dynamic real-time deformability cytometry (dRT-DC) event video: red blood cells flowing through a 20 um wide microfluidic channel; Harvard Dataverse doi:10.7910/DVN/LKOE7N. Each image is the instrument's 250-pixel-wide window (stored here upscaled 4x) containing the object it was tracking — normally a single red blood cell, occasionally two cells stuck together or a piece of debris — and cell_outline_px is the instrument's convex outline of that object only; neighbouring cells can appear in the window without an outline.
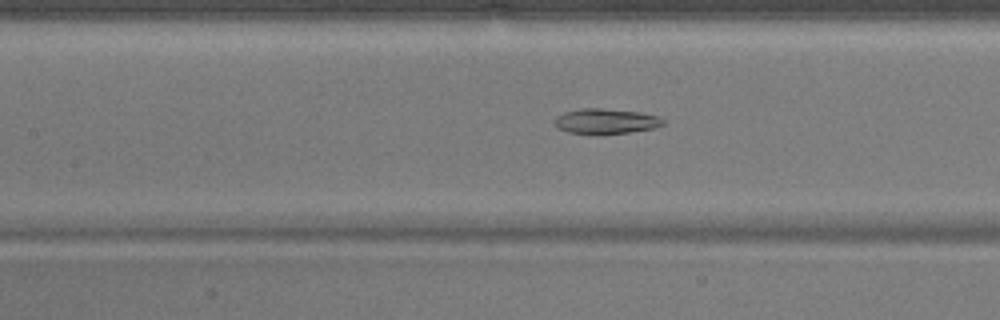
{"species": "common noctule bat (a hibernating species)", "species_latin": "Nyctalus noctula", "temperature_condition": "warm", "stored_images_in_passage": 52, "camera_frame_rate_fps": 3000, "um_per_image_px": 0.085, "animal": {"sex": "male", "body_mass_g": 17.9}, "frame": {"image": 1, "passage_image": 23, "time_ms": 7.333, "image_size_px": [1000, 320], "cell_outline_px": [[664, 124], [656, 128], [628, 132], [568, 132], [560, 128], [556, 124], [556, 116], [564, 112], [580, 108], [600, 108], [640, 112], [660, 116], [664, 120]], "centroid_in_image_um": [51.57, 10.26], "position_along_channel_um": 155.8, "area_um2": 15.37}}
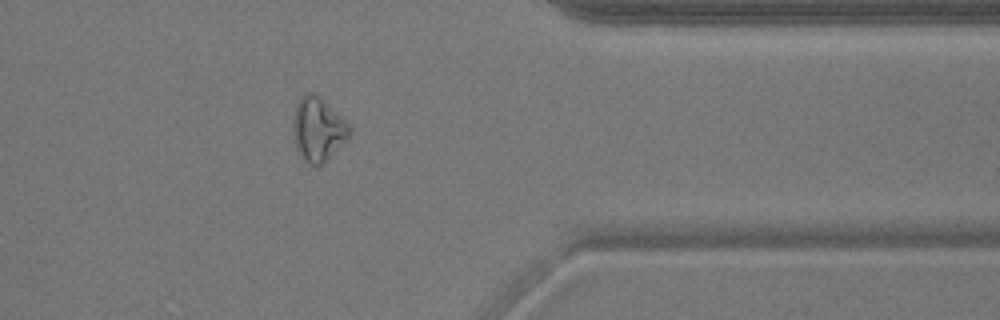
{"frame": {"image": 2, "passage_image": 42, "time_ms": 13.667, "image_size_px": [1000, 320], "cell_outline_px": [[352, 128], [348, 140], [324, 164], [316, 168], [308, 164], [300, 156], [296, 148], [292, 128], [292, 124], [296, 104], [300, 96], [304, 92], [312, 92], [320, 96], [348, 120]], "centroid_in_image_um": [27.06, 11.0], "position_along_channel_um": 384.3, "area_um2": 21.96}}
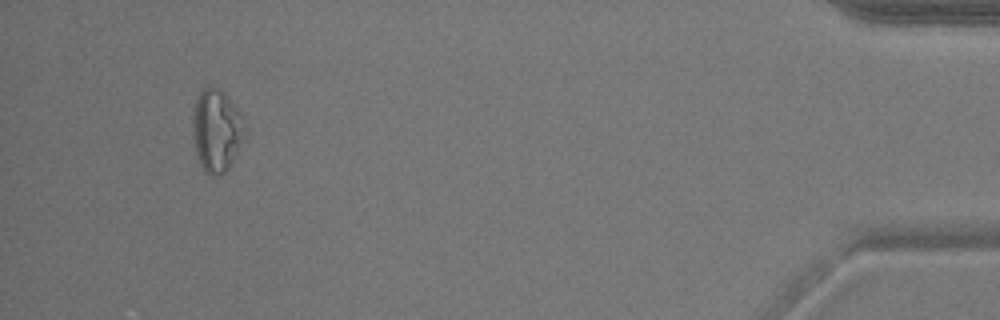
{"frame": {"image": 3, "passage_image": 49, "time_ms": 16.0, "image_size_px": [1000, 320], "cell_outline_px": [[244, 140], [228, 168], [220, 176], [208, 176], [204, 172], [200, 164], [196, 152], [192, 136], [192, 116], [196, 100], [200, 88], [208, 84], [220, 88], [240, 112], [244, 128]], "centroid_in_image_um": [18.37, 11.07], "position_along_channel_um": 416.8, "area_um2": 25.43}, "authors_computed_cell_mechanics": {"area_um2": 21.097, "velocity_mm_per_s": 3.8369, "shape_relaxation_time_tau1_ms": 6.5798, "shape_relaxation_time_tau2_ms": 6.6609, "deformation_change_tau1": 0.1442, "deformation_change_tau2": 0.14}}